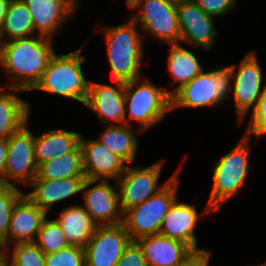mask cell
<instances>
[{
  "label": "cell",
  "instance_id": "obj_1",
  "mask_svg": "<svg viewBox=\"0 0 266 266\" xmlns=\"http://www.w3.org/2000/svg\"><path fill=\"white\" fill-rule=\"evenodd\" d=\"M53 43V38L39 34L0 43V67L11 81L0 86L32 91L56 53Z\"/></svg>",
  "mask_w": 266,
  "mask_h": 266
},
{
  "label": "cell",
  "instance_id": "obj_2",
  "mask_svg": "<svg viewBox=\"0 0 266 266\" xmlns=\"http://www.w3.org/2000/svg\"><path fill=\"white\" fill-rule=\"evenodd\" d=\"M106 43L110 76L113 81L129 82L143 74L144 42L137 23L128 16L125 23L101 27Z\"/></svg>",
  "mask_w": 266,
  "mask_h": 266
},
{
  "label": "cell",
  "instance_id": "obj_3",
  "mask_svg": "<svg viewBox=\"0 0 266 266\" xmlns=\"http://www.w3.org/2000/svg\"><path fill=\"white\" fill-rule=\"evenodd\" d=\"M84 47L85 43L70 53H55L33 90L85 105L90 81L87 80L82 68L86 61V56L81 55Z\"/></svg>",
  "mask_w": 266,
  "mask_h": 266
},
{
  "label": "cell",
  "instance_id": "obj_4",
  "mask_svg": "<svg viewBox=\"0 0 266 266\" xmlns=\"http://www.w3.org/2000/svg\"><path fill=\"white\" fill-rule=\"evenodd\" d=\"M251 139L243 135L230 152L222 155L213 166L212 186L207 204L218 212L222 205L241 192L249 175Z\"/></svg>",
  "mask_w": 266,
  "mask_h": 266
},
{
  "label": "cell",
  "instance_id": "obj_5",
  "mask_svg": "<svg viewBox=\"0 0 266 266\" xmlns=\"http://www.w3.org/2000/svg\"><path fill=\"white\" fill-rule=\"evenodd\" d=\"M144 78V79H143ZM140 77L125 83V124L145 132L160 123L171 112L168 88L156 86L150 78Z\"/></svg>",
  "mask_w": 266,
  "mask_h": 266
},
{
  "label": "cell",
  "instance_id": "obj_6",
  "mask_svg": "<svg viewBox=\"0 0 266 266\" xmlns=\"http://www.w3.org/2000/svg\"><path fill=\"white\" fill-rule=\"evenodd\" d=\"M232 71L229 66L204 69L171 96V111L179 108L217 107L231 98Z\"/></svg>",
  "mask_w": 266,
  "mask_h": 266
},
{
  "label": "cell",
  "instance_id": "obj_7",
  "mask_svg": "<svg viewBox=\"0 0 266 266\" xmlns=\"http://www.w3.org/2000/svg\"><path fill=\"white\" fill-rule=\"evenodd\" d=\"M180 171L156 194L123 214L122 223L132 241L159 233L165 215L178 197Z\"/></svg>",
  "mask_w": 266,
  "mask_h": 266
},
{
  "label": "cell",
  "instance_id": "obj_8",
  "mask_svg": "<svg viewBox=\"0 0 266 266\" xmlns=\"http://www.w3.org/2000/svg\"><path fill=\"white\" fill-rule=\"evenodd\" d=\"M231 64L232 71L231 96L237 114V124H242L247 115L255 107L258 99L266 89V79L262 72L257 53L249 51L239 65ZM265 84V85H263Z\"/></svg>",
  "mask_w": 266,
  "mask_h": 266
},
{
  "label": "cell",
  "instance_id": "obj_9",
  "mask_svg": "<svg viewBox=\"0 0 266 266\" xmlns=\"http://www.w3.org/2000/svg\"><path fill=\"white\" fill-rule=\"evenodd\" d=\"M165 158L154 162L150 166L139 167L135 164L127 165L124 173L116 181L119 193V206L124 214L128 209L142 204L152 195L161 190L166 183L179 171L176 170L171 177L159 184Z\"/></svg>",
  "mask_w": 266,
  "mask_h": 266
},
{
  "label": "cell",
  "instance_id": "obj_10",
  "mask_svg": "<svg viewBox=\"0 0 266 266\" xmlns=\"http://www.w3.org/2000/svg\"><path fill=\"white\" fill-rule=\"evenodd\" d=\"M135 9H138L136 13L129 16L137 23L143 39L145 34L163 44L180 43L177 6L164 0H142Z\"/></svg>",
  "mask_w": 266,
  "mask_h": 266
},
{
  "label": "cell",
  "instance_id": "obj_11",
  "mask_svg": "<svg viewBox=\"0 0 266 266\" xmlns=\"http://www.w3.org/2000/svg\"><path fill=\"white\" fill-rule=\"evenodd\" d=\"M24 124L8 138V151L4 172V183L27 188L37 176L38 166L34 154V133ZM19 184V185H17Z\"/></svg>",
  "mask_w": 266,
  "mask_h": 266
},
{
  "label": "cell",
  "instance_id": "obj_12",
  "mask_svg": "<svg viewBox=\"0 0 266 266\" xmlns=\"http://www.w3.org/2000/svg\"><path fill=\"white\" fill-rule=\"evenodd\" d=\"M83 204L97 226L123 222L117 182L86 179L82 187Z\"/></svg>",
  "mask_w": 266,
  "mask_h": 266
},
{
  "label": "cell",
  "instance_id": "obj_13",
  "mask_svg": "<svg viewBox=\"0 0 266 266\" xmlns=\"http://www.w3.org/2000/svg\"><path fill=\"white\" fill-rule=\"evenodd\" d=\"M180 43L209 51L216 43L218 30L214 18L206 14L194 0H186L177 6Z\"/></svg>",
  "mask_w": 266,
  "mask_h": 266
},
{
  "label": "cell",
  "instance_id": "obj_14",
  "mask_svg": "<svg viewBox=\"0 0 266 266\" xmlns=\"http://www.w3.org/2000/svg\"><path fill=\"white\" fill-rule=\"evenodd\" d=\"M202 210L199 213L196 205L183 202L177 197L162 221L159 234L187 244L195 253L210 251L198 247L195 230L202 214L204 216L215 211L207 203Z\"/></svg>",
  "mask_w": 266,
  "mask_h": 266
},
{
  "label": "cell",
  "instance_id": "obj_15",
  "mask_svg": "<svg viewBox=\"0 0 266 266\" xmlns=\"http://www.w3.org/2000/svg\"><path fill=\"white\" fill-rule=\"evenodd\" d=\"M131 241L123 223L97 226L84 248L86 266H116Z\"/></svg>",
  "mask_w": 266,
  "mask_h": 266
},
{
  "label": "cell",
  "instance_id": "obj_16",
  "mask_svg": "<svg viewBox=\"0 0 266 266\" xmlns=\"http://www.w3.org/2000/svg\"><path fill=\"white\" fill-rule=\"evenodd\" d=\"M112 84L89 82L85 106L97 115L102 126L125 124V82Z\"/></svg>",
  "mask_w": 266,
  "mask_h": 266
},
{
  "label": "cell",
  "instance_id": "obj_17",
  "mask_svg": "<svg viewBox=\"0 0 266 266\" xmlns=\"http://www.w3.org/2000/svg\"><path fill=\"white\" fill-rule=\"evenodd\" d=\"M37 34L53 38L75 16L79 0H23Z\"/></svg>",
  "mask_w": 266,
  "mask_h": 266
},
{
  "label": "cell",
  "instance_id": "obj_18",
  "mask_svg": "<svg viewBox=\"0 0 266 266\" xmlns=\"http://www.w3.org/2000/svg\"><path fill=\"white\" fill-rule=\"evenodd\" d=\"M80 138L86 179L117 181L127 164L98 140Z\"/></svg>",
  "mask_w": 266,
  "mask_h": 266
},
{
  "label": "cell",
  "instance_id": "obj_19",
  "mask_svg": "<svg viewBox=\"0 0 266 266\" xmlns=\"http://www.w3.org/2000/svg\"><path fill=\"white\" fill-rule=\"evenodd\" d=\"M86 177H68L63 179L49 180L34 178L28 185L32 190L24 192V195L39 208L49 214V211L60 203L76 194L82 193V187ZM34 188V189H33Z\"/></svg>",
  "mask_w": 266,
  "mask_h": 266
},
{
  "label": "cell",
  "instance_id": "obj_20",
  "mask_svg": "<svg viewBox=\"0 0 266 266\" xmlns=\"http://www.w3.org/2000/svg\"><path fill=\"white\" fill-rule=\"evenodd\" d=\"M136 242L142 248L148 266H181L195 254L187 244L159 233Z\"/></svg>",
  "mask_w": 266,
  "mask_h": 266
},
{
  "label": "cell",
  "instance_id": "obj_21",
  "mask_svg": "<svg viewBox=\"0 0 266 266\" xmlns=\"http://www.w3.org/2000/svg\"><path fill=\"white\" fill-rule=\"evenodd\" d=\"M48 213L25 195L14 205L7 232V246L34 242Z\"/></svg>",
  "mask_w": 266,
  "mask_h": 266
},
{
  "label": "cell",
  "instance_id": "obj_22",
  "mask_svg": "<svg viewBox=\"0 0 266 266\" xmlns=\"http://www.w3.org/2000/svg\"><path fill=\"white\" fill-rule=\"evenodd\" d=\"M18 93L25 91L0 86V138H9L30 119V102Z\"/></svg>",
  "mask_w": 266,
  "mask_h": 266
},
{
  "label": "cell",
  "instance_id": "obj_23",
  "mask_svg": "<svg viewBox=\"0 0 266 266\" xmlns=\"http://www.w3.org/2000/svg\"><path fill=\"white\" fill-rule=\"evenodd\" d=\"M81 133L65 128L44 131L34 135V154L37 166L73 151L79 144Z\"/></svg>",
  "mask_w": 266,
  "mask_h": 266
},
{
  "label": "cell",
  "instance_id": "obj_24",
  "mask_svg": "<svg viewBox=\"0 0 266 266\" xmlns=\"http://www.w3.org/2000/svg\"><path fill=\"white\" fill-rule=\"evenodd\" d=\"M169 45L167 54V71L174 80L171 85V90L168 94L172 96L178 89L187 84L205 68L200 63L192 51L182 46V43H172ZM175 85V86H174Z\"/></svg>",
  "mask_w": 266,
  "mask_h": 266
},
{
  "label": "cell",
  "instance_id": "obj_25",
  "mask_svg": "<svg viewBox=\"0 0 266 266\" xmlns=\"http://www.w3.org/2000/svg\"><path fill=\"white\" fill-rule=\"evenodd\" d=\"M55 218L72 246L85 248L94 235L97 225L81 204L64 207Z\"/></svg>",
  "mask_w": 266,
  "mask_h": 266
},
{
  "label": "cell",
  "instance_id": "obj_26",
  "mask_svg": "<svg viewBox=\"0 0 266 266\" xmlns=\"http://www.w3.org/2000/svg\"><path fill=\"white\" fill-rule=\"evenodd\" d=\"M99 133L97 140L107 149L120 157L127 165L135 163L137 152L139 150V140L137 139L140 129H133V126L127 124L122 125H106ZM137 132V133H136Z\"/></svg>",
  "mask_w": 266,
  "mask_h": 266
},
{
  "label": "cell",
  "instance_id": "obj_27",
  "mask_svg": "<svg viewBox=\"0 0 266 266\" xmlns=\"http://www.w3.org/2000/svg\"><path fill=\"white\" fill-rule=\"evenodd\" d=\"M68 177H86L80 144L73 151L40 164L35 178L56 180Z\"/></svg>",
  "mask_w": 266,
  "mask_h": 266
},
{
  "label": "cell",
  "instance_id": "obj_28",
  "mask_svg": "<svg viewBox=\"0 0 266 266\" xmlns=\"http://www.w3.org/2000/svg\"><path fill=\"white\" fill-rule=\"evenodd\" d=\"M35 35L37 33L34 30L32 16L23 0H10L0 29V43Z\"/></svg>",
  "mask_w": 266,
  "mask_h": 266
},
{
  "label": "cell",
  "instance_id": "obj_29",
  "mask_svg": "<svg viewBox=\"0 0 266 266\" xmlns=\"http://www.w3.org/2000/svg\"><path fill=\"white\" fill-rule=\"evenodd\" d=\"M0 255L9 266H46L45 254L34 242L7 246Z\"/></svg>",
  "mask_w": 266,
  "mask_h": 266
},
{
  "label": "cell",
  "instance_id": "obj_30",
  "mask_svg": "<svg viewBox=\"0 0 266 266\" xmlns=\"http://www.w3.org/2000/svg\"><path fill=\"white\" fill-rule=\"evenodd\" d=\"M34 243L44 254L56 253L70 246L60 224L55 218L49 219L48 216L43 221Z\"/></svg>",
  "mask_w": 266,
  "mask_h": 266
},
{
  "label": "cell",
  "instance_id": "obj_31",
  "mask_svg": "<svg viewBox=\"0 0 266 266\" xmlns=\"http://www.w3.org/2000/svg\"><path fill=\"white\" fill-rule=\"evenodd\" d=\"M24 196L19 187L0 182V253L7 247V232L14 205Z\"/></svg>",
  "mask_w": 266,
  "mask_h": 266
},
{
  "label": "cell",
  "instance_id": "obj_32",
  "mask_svg": "<svg viewBox=\"0 0 266 266\" xmlns=\"http://www.w3.org/2000/svg\"><path fill=\"white\" fill-rule=\"evenodd\" d=\"M46 266H86L85 249L78 246H68L56 253L45 254Z\"/></svg>",
  "mask_w": 266,
  "mask_h": 266
},
{
  "label": "cell",
  "instance_id": "obj_33",
  "mask_svg": "<svg viewBox=\"0 0 266 266\" xmlns=\"http://www.w3.org/2000/svg\"><path fill=\"white\" fill-rule=\"evenodd\" d=\"M250 115L244 135L250 139H253V135L258 139L266 136V89L251 110Z\"/></svg>",
  "mask_w": 266,
  "mask_h": 266
},
{
  "label": "cell",
  "instance_id": "obj_34",
  "mask_svg": "<svg viewBox=\"0 0 266 266\" xmlns=\"http://www.w3.org/2000/svg\"><path fill=\"white\" fill-rule=\"evenodd\" d=\"M194 2L208 15L217 18L227 16L236 8L237 0H194Z\"/></svg>",
  "mask_w": 266,
  "mask_h": 266
},
{
  "label": "cell",
  "instance_id": "obj_35",
  "mask_svg": "<svg viewBox=\"0 0 266 266\" xmlns=\"http://www.w3.org/2000/svg\"><path fill=\"white\" fill-rule=\"evenodd\" d=\"M116 266H148L142 248L136 241H131L125 248Z\"/></svg>",
  "mask_w": 266,
  "mask_h": 266
},
{
  "label": "cell",
  "instance_id": "obj_36",
  "mask_svg": "<svg viewBox=\"0 0 266 266\" xmlns=\"http://www.w3.org/2000/svg\"><path fill=\"white\" fill-rule=\"evenodd\" d=\"M211 256V251L198 252L181 266H209Z\"/></svg>",
  "mask_w": 266,
  "mask_h": 266
},
{
  "label": "cell",
  "instance_id": "obj_37",
  "mask_svg": "<svg viewBox=\"0 0 266 266\" xmlns=\"http://www.w3.org/2000/svg\"><path fill=\"white\" fill-rule=\"evenodd\" d=\"M8 151V138H0V182L4 183V172L6 167Z\"/></svg>",
  "mask_w": 266,
  "mask_h": 266
},
{
  "label": "cell",
  "instance_id": "obj_38",
  "mask_svg": "<svg viewBox=\"0 0 266 266\" xmlns=\"http://www.w3.org/2000/svg\"><path fill=\"white\" fill-rule=\"evenodd\" d=\"M10 0H0V29L4 22V17L8 9Z\"/></svg>",
  "mask_w": 266,
  "mask_h": 266
},
{
  "label": "cell",
  "instance_id": "obj_39",
  "mask_svg": "<svg viewBox=\"0 0 266 266\" xmlns=\"http://www.w3.org/2000/svg\"><path fill=\"white\" fill-rule=\"evenodd\" d=\"M142 0H125L126 5L128 6L129 10H133V8L138 5Z\"/></svg>",
  "mask_w": 266,
  "mask_h": 266
},
{
  "label": "cell",
  "instance_id": "obj_40",
  "mask_svg": "<svg viewBox=\"0 0 266 266\" xmlns=\"http://www.w3.org/2000/svg\"><path fill=\"white\" fill-rule=\"evenodd\" d=\"M164 1H166L167 3L172 4L174 6H178L180 3H182L186 0H164Z\"/></svg>",
  "mask_w": 266,
  "mask_h": 266
},
{
  "label": "cell",
  "instance_id": "obj_41",
  "mask_svg": "<svg viewBox=\"0 0 266 266\" xmlns=\"http://www.w3.org/2000/svg\"><path fill=\"white\" fill-rule=\"evenodd\" d=\"M0 266H9L8 262L0 255Z\"/></svg>",
  "mask_w": 266,
  "mask_h": 266
},
{
  "label": "cell",
  "instance_id": "obj_42",
  "mask_svg": "<svg viewBox=\"0 0 266 266\" xmlns=\"http://www.w3.org/2000/svg\"><path fill=\"white\" fill-rule=\"evenodd\" d=\"M255 266H266V261L264 263H261V264L255 265Z\"/></svg>",
  "mask_w": 266,
  "mask_h": 266
}]
</instances>
